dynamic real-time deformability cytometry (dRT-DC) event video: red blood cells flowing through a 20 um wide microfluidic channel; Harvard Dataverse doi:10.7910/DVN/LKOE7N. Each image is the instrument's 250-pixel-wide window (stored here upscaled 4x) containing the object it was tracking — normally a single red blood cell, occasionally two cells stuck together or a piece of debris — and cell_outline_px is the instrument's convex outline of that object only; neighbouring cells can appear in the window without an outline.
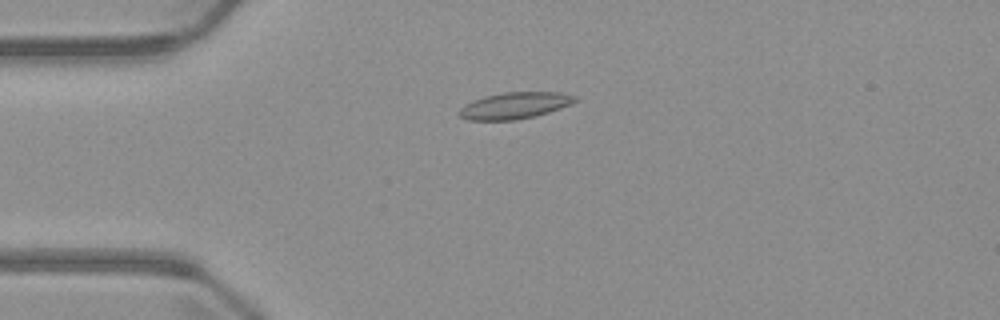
{"species": "common noctule bat (a hibernating species)", "species_latin": "Nyctalus noctula", "temperature_condition": "warm", "stored_images_in_passage": 5, "camera_frame_rate_fps": 3000, "um_per_image_px": 0.085, "animal": {"sex": "male", "body_mass_g": 23.1, "forearm_length_mm": 52.7}, "frame": {"image": 1, "passage_image": 4, "time_ms": 3.667, "image_size_px": [1000, 320], "cell_outline_px": [[580, 100], [572, 104], [548, 112], [516, 120], [468, 120], [460, 116], [456, 112], [464, 104], [472, 100], [484, 96], [504, 92], [560, 92], [576, 96]], "centroid_in_image_um": [43.74, 8.96], "position_along_channel_um": 41.3, "area_um2": 18.03}}